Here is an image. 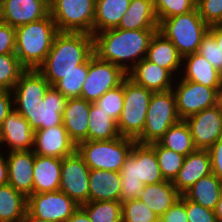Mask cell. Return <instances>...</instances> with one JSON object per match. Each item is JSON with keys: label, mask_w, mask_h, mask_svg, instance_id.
Wrapping results in <instances>:
<instances>
[{"label": "cell", "mask_w": 222, "mask_h": 222, "mask_svg": "<svg viewBox=\"0 0 222 222\" xmlns=\"http://www.w3.org/2000/svg\"><path fill=\"white\" fill-rule=\"evenodd\" d=\"M157 30L114 28L92 34L93 54L98 59L111 62L128 73L143 58H146L151 38ZM128 60L132 62L131 67L126 64Z\"/></svg>", "instance_id": "cell-1"}, {"label": "cell", "mask_w": 222, "mask_h": 222, "mask_svg": "<svg viewBox=\"0 0 222 222\" xmlns=\"http://www.w3.org/2000/svg\"><path fill=\"white\" fill-rule=\"evenodd\" d=\"M93 54V36L84 32H58L44 63L37 69L51 86Z\"/></svg>", "instance_id": "cell-2"}, {"label": "cell", "mask_w": 222, "mask_h": 222, "mask_svg": "<svg viewBox=\"0 0 222 222\" xmlns=\"http://www.w3.org/2000/svg\"><path fill=\"white\" fill-rule=\"evenodd\" d=\"M120 202L139 198L144 185L165 181L155 149L150 144L135 142L121 170Z\"/></svg>", "instance_id": "cell-3"}, {"label": "cell", "mask_w": 222, "mask_h": 222, "mask_svg": "<svg viewBox=\"0 0 222 222\" xmlns=\"http://www.w3.org/2000/svg\"><path fill=\"white\" fill-rule=\"evenodd\" d=\"M56 24L50 14L41 20L15 28V54L25 69H38L49 53Z\"/></svg>", "instance_id": "cell-4"}, {"label": "cell", "mask_w": 222, "mask_h": 222, "mask_svg": "<svg viewBox=\"0 0 222 222\" xmlns=\"http://www.w3.org/2000/svg\"><path fill=\"white\" fill-rule=\"evenodd\" d=\"M209 26L201 18L197 8L186 13L162 19L158 31L168 38L184 57L198 52Z\"/></svg>", "instance_id": "cell-5"}, {"label": "cell", "mask_w": 222, "mask_h": 222, "mask_svg": "<svg viewBox=\"0 0 222 222\" xmlns=\"http://www.w3.org/2000/svg\"><path fill=\"white\" fill-rule=\"evenodd\" d=\"M135 142L122 136L113 140H88L79 142L76 151L90 170L120 172Z\"/></svg>", "instance_id": "cell-6"}, {"label": "cell", "mask_w": 222, "mask_h": 222, "mask_svg": "<svg viewBox=\"0 0 222 222\" xmlns=\"http://www.w3.org/2000/svg\"><path fill=\"white\" fill-rule=\"evenodd\" d=\"M152 91L124 79V103L117 127L122 137L136 140L143 132Z\"/></svg>", "instance_id": "cell-7"}, {"label": "cell", "mask_w": 222, "mask_h": 222, "mask_svg": "<svg viewBox=\"0 0 222 222\" xmlns=\"http://www.w3.org/2000/svg\"><path fill=\"white\" fill-rule=\"evenodd\" d=\"M180 119L173 90L153 92L142 134L135 140L141 144L157 142Z\"/></svg>", "instance_id": "cell-8"}, {"label": "cell", "mask_w": 222, "mask_h": 222, "mask_svg": "<svg viewBox=\"0 0 222 222\" xmlns=\"http://www.w3.org/2000/svg\"><path fill=\"white\" fill-rule=\"evenodd\" d=\"M49 6L58 32L93 34L95 0H49Z\"/></svg>", "instance_id": "cell-9"}, {"label": "cell", "mask_w": 222, "mask_h": 222, "mask_svg": "<svg viewBox=\"0 0 222 222\" xmlns=\"http://www.w3.org/2000/svg\"><path fill=\"white\" fill-rule=\"evenodd\" d=\"M126 77L127 73L120 67L92 54L88 58V74L82 85L80 98L94 103L105 92L121 85Z\"/></svg>", "instance_id": "cell-10"}, {"label": "cell", "mask_w": 222, "mask_h": 222, "mask_svg": "<svg viewBox=\"0 0 222 222\" xmlns=\"http://www.w3.org/2000/svg\"><path fill=\"white\" fill-rule=\"evenodd\" d=\"M27 216L53 222H67L79 207L60 190L35 193L27 197Z\"/></svg>", "instance_id": "cell-11"}, {"label": "cell", "mask_w": 222, "mask_h": 222, "mask_svg": "<svg viewBox=\"0 0 222 222\" xmlns=\"http://www.w3.org/2000/svg\"><path fill=\"white\" fill-rule=\"evenodd\" d=\"M173 89L176 98L177 112L180 119L199 113L219 103V92L222 87H207L202 84L182 79Z\"/></svg>", "instance_id": "cell-12"}, {"label": "cell", "mask_w": 222, "mask_h": 222, "mask_svg": "<svg viewBox=\"0 0 222 222\" xmlns=\"http://www.w3.org/2000/svg\"><path fill=\"white\" fill-rule=\"evenodd\" d=\"M67 98L51 86L43 99L33 108H14L34 130H43L63 124V112Z\"/></svg>", "instance_id": "cell-13"}, {"label": "cell", "mask_w": 222, "mask_h": 222, "mask_svg": "<svg viewBox=\"0 0 222 222\" xmlns=\"http://www.w3.org/2000/svg\"><path fill=\"white\" fill-rule=\"evenodd\" d=\"M89 173L90 169L77 151L62 159L59 190L78 206L89 202Z\"/></svg>", "instance_id": "cell-14"}, {"label": "cell", "mask_w": 222, "mask_h": 222, "mask_svg": "<svg viewBox=\"0 0 222 222\" xmlns=\"http://www.w3.org/2000/svg\"><path fill=\"white\" fill-rule=\"evenodd\" d=\"M197 149L208 150L222 137V108L217 105L185 119Z\"/></svg>", "instance_id": "cell-15"}, {"label": "cell", "mask_w": 222, "mask_h": 222, "mask_svg": "<svg viewBox=\"0 0 222 222\" xmlns=\"http://www.w3.org/2000/svg\"><path fill=\"white\" fill-rule=\"evenodd\" d=\"M49 14V0H6L0 6L1 22L14 28L41 20Z\"/></svg>", "instance_id": "cell-16"}, {"label": "cell", "mask_w": 222, "mask_h": 222, "mask_svg": "<svg viewBox=\"0 0 222 222\" xmlns=\"http://www.w3.org/2000/svg\"><path fill=\"white\" fill-rule=\"evenodd\" d=\"M33 146L36 155L59 159L72 155L77 148L63 124L35 131Z\"/></svg>", "instance_id": "cell-17"}, {"label": "cell", "mask_w": 222, "mask_h": 222, "mask_svg": "<svg viewBox=\"0 0 222 222\" xmlns=\"http://www.w3.org/2000/svg\"><path fill=\"white\" fill-rule=\"evenodd\" d=\"M50 87L49 82L37 69H26L11 90L14 94L12 98L15 99L13 103H17L14 108H33L45 97Z\"/></svg>", "instance_id": "cell-18"}, {"label": "cell", "mask_w": 222, "mask_h": 222, "mask_svg": "<svg viewBox=\"0 0 222 222\" xmlns=\"http://www.w3.org/2000/svg\"><path fill=\"white\" fill-rule=\"evenodd\" d=\"M9 153L8 184L28 197L33 194L35 153L32 150L10 151Z\"/></svg>", "instance_id": "cell-19"}, {"label": "cell", "mask_w": 222, "mask_h": 222, "mask_svg": "<svg viewBox=\"0 0 222 222\" xmlns=\"http://www.w3.org/2000/svg\"><path fill=\"white\" fill-rule=\"evenodd\" d=\"M34 137L35 131L28 121L14 109L0 127V144H8L10 151L32 150Z\"/></svg>", "instance_id": "cell-20"}, {"label": "cell", "mask_w": 222, "mask_h": 222, "mask_svg": "<svg viewBox=\"0 0 222 222\" xmlns=\"http://www.w3.org/2000/svg\"><path fill=\"white\" fill-rule=\"evenodd\" d=\"M211 173L212 168L209 151L197 149L185 157L182 168L173 181V185L177 191L183 195L198 180Z\"/></svg>", "instance_id": "cell-21"}, {"label": "cell", "mask_w": 222, "mask_h": 222, "mask_svg": "<svg viewBox=\"0 0 222 222\" xmlns=\"http://www.w3.org/2000/svg\"><path fill=\"white\" fill-rule=\"evenodd\" d=\"M174 75L167 69L143 58L128 73L127 77L137 85L152 92H164L175 88L171 82Z\"/></svg>", "instance_id": "cell-22"}, {"label": "cell", "mask_w": 222, "mask_h": 222, "mask_svg": "<svg viewBox=\"0 0 222 222\" xmlns=\"http://www.w3.org/2000/svg\"><path fill=\"white\" fill-rule=\"evenodd\" d=\"M91 104V102L80 97L66 100L63 112V125L76 145L79 142L88 141L89 111Z\"/></svg>", "instance_id": "cell-23"}, {"label": "cell", "mask_w": 222, "mask_h": 222, "mask_svg": "<svg viewBox=\"0 0 222 222\" xmlns=\"http://www.w3.org/2000/svg\"><path fill=\"white\" fill-rule=\"evenodd\" d=\"M121 174L109 170H90L89 202L120 201Z\"/></svg>", "instance_id": "cell-24"}, {"label": "cell", "mask_w": 222, "mask_h": 222, "mask_svg": "<svg viewBox=\"0 0 222 222\" xmlns=\"http://www.w3.org/2000/svg\"><path fill=\"white\" fill-rule=\"evenodd\" d=\"M62 159L35 154L33 194L59 190Z\"/></svg>", "instance_id": "cell-25"}, {"label": "cell", "mask_w": 222, "mask_h": 222, "mask_svg": "<svg viewBox=\"0 0 222 222\" xmlns=\"http://www.w3.org/2000/svg\"><path fill=\"white\" fill-rule=\"evenodd\" d=\"M181 194L173 182L165 180L155 184L144 185L139 200L157 216H162L179 199Z\"/></svg>", "instance_id": "cell-26"}, {"label": "cell", "mask_w": 222, "mask_h": 222, "mask_svg": "<svg viewBox=\"0 0 222 222\" xmlns=\"http://www.w3.org/2000/svg\"><path fill=\"white\" fill-rule=\"evenodd\" d=\"M153 0H130L118 28L124 30L158 29Z\"/></svg>", "instance_id": "cell-27"}, {"label": "cell", "mask_w": 222, "mask_h": 222, "mask_svg": "<svg viewBox=\"0 0 222 222\" xmlns=\"http://www.w3.org/2000/svg\"><path fill=\"white\" fill-rule=\"evenodd\" d=\"M146 59L167 69L172 75L184 62L175 45L158 30L151 38Z\"/></svg>", "instance_id": "cell-28"}, {"label": "cell", "mask_w": 222, "mask_h": 222, "mask_svg": "<svg viewBox=\"0 0 222 222\" xmlns=\"http://www.w3.org/2000/svg\"><path fill=\"white\" fill-rule=\"evenodd\" d=\"M186 72L181 79L193 81L207 87H222V73L213 67L206 58L198 52L184 57Z\"/></svg>", "instance_id": "cell-29"}, {"label": "cell", "mask_w": 222, "mask_h": 222, "mask_svg": "<svg viewBox=\"0 0 222 222\" xmlns=\"http://www.w3.org/2000/svg\"><path fill=\"white\" fill-rule=\"evenodd\" d=\"M130 0H95L93 34L118 28Z\"/></svg>", "instance_id": "cell-30"}, {"label": "cell", "mask_w": 222, "mask_h": 222, "mask_svg": "<svg viewBox=\"0 0 222 222\" xmlns=\"http://www.w3.org/2000/svg\"><path fill=\"white\" fill-rule=\"evenodd\" d=\"M222 192V181L213 173L198 180L183 195L192 202L215 210Z\"/></svg>", "instance_id": "cell-31"}, {"label": "cell", "mask_w": 222, "mask_h": 222, "mask_svg": "<svg viewBox=\"0 0 222 222\" xmlns=\"http://www.w3.org/2000/svg\"><path fill=\"white\" fill-rule=\"evenodd\" d=\"M27 196L10 184L0 186V222L24 220L27 216Z\"/></svg>", "instance_id": "cell-32"}, {"label": "cell", "mask_w": 222, "mask_h": 222, "mask_svg": "<svg viewBox=\"0 0 222 222\" xmlns=\"http://www.w3.org/2000/svg\"><path fill=\"white\" fill-rule=\"evenodd\" d=\"M157 142L162 147L171 149L185 157L197 150L190 128L184 119L173 124Z\"/></svg>", "instance_id": "cell-33"}, {"label": "cell", "mask_w": 222, "mask_h": 222, "mask_svg": "<svg viewBox=\"0 0 222 222\" xmlns=\"http://www.w3.org/2000/svg\"><path fill=\"white\" fill-rule=\"evenodd\" d=\"M120 136L117 122L92 103L89 111L88 140H113Z\"/></svg>", "instance_id": "cell-34"}, {"label": "cell", "mask_w": 222, "mask_h": 222, "mask_svg": "<svg viewBox=\"0 0 222 222\" xmlns=\"http://www.w3.org/2000/svg\"><path fill=\"white\" fill-rule=\"evenodd\" d=\"M81 207L91 222H122V203L120 201H94Z\"/></svg>", "instance_id": "cell-35"}, {"label": "cell", "mask_w": 222, "mask_h": 222, "mask_svg": "<svg viewBox=\"0 0 222 222\" xmlns=\"http://www.w3.org/2000/svg\"><path fill=\"white\" fill-rule=\"evenodd\" d=\"M155 149L160 171L164 180L173 182L182 168L185 156L162 147L158 142L150 144Z\"/></svg>", "instance_id": "cell-36"}, {"label": "cell", "mask_w": 222, "mask_h": 222, "mask_svg": "<svg viewBox=\"0 0 222 222\" xmlns=\"http://www.w3.org/2000/svg\"><path fill=\"white\" fill-rule=\"evenodd\" d=\"M88 74V59L77 66L76 70L71 71L61 78L54 87L61 92L67 99L79 98L81 96L82 85Z\"/></svg>", "instance_id": "cell-37"}, {"label": "cell", "mask_w": 222, "mask_h": 222, "mask_svg": "<svg viewBox=\"0 0 222 222\" xmlns=\"http://www.w3.org/2000/svg\"><path fill=\"white\" fill-rule=\"evenodd\" d=\"M25 70L15 53L0 54V90H12Z\"/></svg>", "instance_id": "cell-38"}, {"label": "cell", "mask_w": 222, "mask_h": 222, "mask_svg": "<svg viewBox=\"0 0 222 222\" xmlns=\"http://www.w3.org/2000/svg\"><path fill=\"white\" fill-rule=\"evenodd\" d=\"M124 103V80L121 85L105 92L94 104L109 117L118 121Z\"/></svg>", "instance_id": "cell-39"}, {"label": "cell", "mask_w": 222, "mask_h": 222, "mask_svg": "<svg viewBox=\"0 0 222 222\" xmlns=\"http://www.w3.org/2000/svg\"><path fill=\"white\" fill-rule=\"evenodd\" d=\"M158 22L176 15L186 14L196 8V0H153Z\"/></svg>", "instance_id": "cell-40"}, {"label": "cell", "mask_w": 222, "mask_h": 222, "mask_svg": "<svg viewBox=\"0 0 222 222\" xmlns=\"http://www.w3.org/2000/svg\"><path fill=\"white\" fill-rule=\"evenodd\" d=\"M157 217L138 198L122 203V222H154Z\"/></svg>", "instance_id": "cell-41"}, {"label": "cell", "mask_w": 222, "mask_h": 222, "mask_svg": "<svg viewBox=\"0 0 222 222\" xmlns=\"http://www.w3.org/2000/svg\"><path fill=\"white\" fill-rule=\"evenodd\" d=\"M198 53L222 73V49L209 31L202 38Z\"/></svg>", "instance_id": "cell-42"}, {"label": "cell", "mask_w": 222, "mask_h": 222, "mask_svg": "<svg viewBox=\"0 0 222 222\" xmlns=\"http://www.w3.org/2000/svg\"><path fill=\"white\" fill-rule=\"evenodd\" d=\"M196 8L208 26L222 23V0H196Z\"/></svg>", "instance_id": "cell-43"}, {"label": "cell", "mask_w": 222, "mask_h": 222, "mask_svg": "<svg viewBox=\"0 0 222 222\" xmlns=\"http://www.w3.org/2000/svg\"><path fill=\"white\" fill-rule=\"evenodd\" d=\"M188 222H217L215 211L205 208L185 197Z\"/></svg>", "instance_id": "cell-44"}, {"label": "cell", "mask_w": 222, "mask_h": 222, "mask_svg": "<svg viewBox=\"0 0 222 222\" xmlns=\"http://www.w3.org/2000/svg\"><path fill=\"white\" fill-rule=\"evenodd\" d=\"M15 53V28L0 21V54Z\"/></svg>", "instance_id": "cell-45"}, {"label": "cell", "mask_w": 222, "mask_h": 222, "mask_svg": "<svg viewBox=\"0 0 222 222\" xmlns=\"http://www.w3.org/2000/svg\"><path fill=\"white\" fill-rule=\"evenodd\" d=\"M162 217L166 222H188L185 209V196L181 195L180 199L170 207Z\"/></svg>", "instance_id": "cell-46"}, {"label": "cell", "mask_w": 222, "mask_h": 222, "mask_svg": "<svg viewBox=\"0 0 222 222\" xmlns=\"http://www.w3.org/2000/svg\"><path fill=\"white\" fill-rule=\"evenodd\" d=\"M212 173L222 181V137L209 149Z\"/></svg>", "instance_id": "cell-47"}, {"label": "cell", "mask_w": 222, "mask_h": 222, "mask_svg": "<svg viewBox=\"0 0 222 222\" xmlns=\"http://www.w3.org/2000/svg\"><path fill=\"white\" fill-rule=\"evenodd\" d=\"M11 90L1 89L0 90V127L3 124L6 116L14 109L13 100H11Z\"/></svg>", "instance_id": "cell-48"}, {"label": "cell", "mask_w": 222, "mask_h": 222, "mask_svg": "<svg viewBox=\"0 0 222 222\" xmlns=\"http://www.w3.org/2000/svg\"><path fill=\"white\" fill-rule=\"evenodd\" d=\"M67 222H91L89 216L87 215L86 211L79 206L72 216L68 219Z\"/></svg>", "instance_id": "cell-49"}, {"label": "cell", "mask_w": 222, "mask_h": 222, "mask_svg": "<svg viewBox=\"0 0 222 222\" xmlns=\"http://www.w3.org/2000/svg\"><path fill=\"white\" fill-rule=\"evenodd\" d=\"M0 152V186L8 184V166L7 159Z\"/></svg>", "instance_id": "cell-50"}, {"label": "cell", "mask_w": 222, "mask_h": 222, "mask_svg": "<svg viewBox=\"0 0 222 222\" xmlns=\"http://www.w3.org/2000/svg\"><path fill=\"white\" fill-rule=\"evenodd\" d=\"M208 31L214 36L216 43L222 49V23L209 26Z\"/></svg>", "instance_id": "cell-51"}, {"label": "cell", "mask_w": 222, "mask_h": 222, "mask_svg": "<svg viewBox=\"0 0 222 222\" xmlns=\"http://www.w3.org/2000/svg\"><path fill=\"white\" fill-rule=\"evenodd\" d=\"M217 222H222V192L215 208Z\"/></svg>", "instance_id": "cell-52"}, {"label": "cell", "mask_w": 222, "mask_h": 222, "mask_svg": "<svg viewBox=\"0 0 222 222\" xmlns=\"http://www.w3.org/2000/svg\"><path fill=\"white\" fill-rule=\"evenodd\" d=\"M24 222H53V221H46V220L37 219L34 217H25Z\"/></svg>", "instance_id": "cell-53"}, {"label": "cell", "mask_w": 222, "mask_h": 222, "mask_svg": "<svg viewBox=\"0 0 222 222\" xmlns=\"http://www.w3.org/2000/svg\"><path fill=\"white\" fill-rule=\"evenodd\" d=\"M154 222H166L162 216H158Z\"/></svg>", "instance_id": "cell-54"}, {"label": "cell", "mask_w": 222, "mask_h": 222, "mask_svg": "<svg viewBox=\"0 0 222 222\" xmlns=\"http://www.w3.org/2000/svg\"><path fill=\"white\" fill-rule=\"evenodd\" d=\"M219 104L221 105V108H222V88L219 92Z\"/></svg>", "instance_id": "cell-55"}, {"label": "cell", "mask_w": 222, "mask_h": 222, "mask_svg": "<svg viewBox=\"0 0 222 222\" xmlns=\"http://www.w3.org/2000/svg\"><path fill=\"white\" fill-rule=\"evenodd\" d=\"M6 0H0V6L5 2Z\"/></svg>", "instance_id": "cell-56"}]
</instances>
